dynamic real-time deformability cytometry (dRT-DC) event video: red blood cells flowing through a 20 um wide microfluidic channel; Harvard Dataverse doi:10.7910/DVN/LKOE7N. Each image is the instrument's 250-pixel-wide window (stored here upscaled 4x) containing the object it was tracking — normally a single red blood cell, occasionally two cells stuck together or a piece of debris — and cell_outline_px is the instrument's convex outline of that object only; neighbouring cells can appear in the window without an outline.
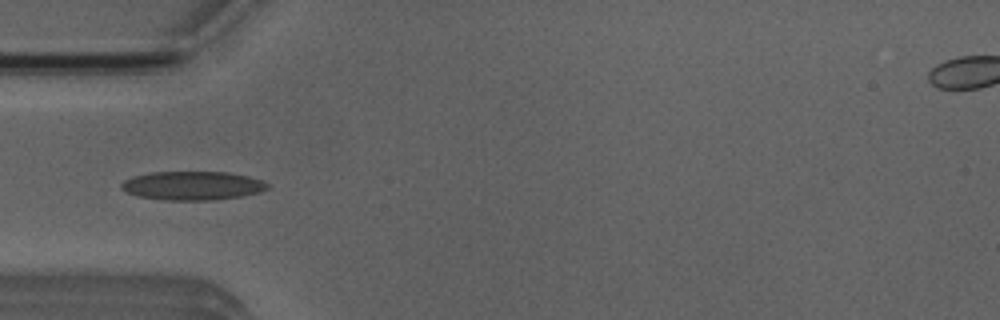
{"species": "Egyptian fruit bat (a non-hibernating species)", "species_latin": "Rousettus aegyptiacus", "temperature_condition": "room temperature", "stored_images_in_passage": 5, "camera_frame_rate_fps": 3000, "um_per_image_px": 0.085, "animal": {"sex": "male"}, "frame": {"image": 1, "passage_image": 4, "time_ms": 3.333, "image_size_px": [1000, 320], "cell_outline_px": [[272, 184], [268, 188], [260, 192], [240, 196], [212, 200], [164, 200], [136, 196], [120, 188], [120, 184], [124, 180], [132, 176], [152, 172], [228, 172], [248, 176], [264, 180]], "centroid_in_image_um": [16.38, 15.77], "position_along_channel_um": 68.6, "area_um2": 24.68}}